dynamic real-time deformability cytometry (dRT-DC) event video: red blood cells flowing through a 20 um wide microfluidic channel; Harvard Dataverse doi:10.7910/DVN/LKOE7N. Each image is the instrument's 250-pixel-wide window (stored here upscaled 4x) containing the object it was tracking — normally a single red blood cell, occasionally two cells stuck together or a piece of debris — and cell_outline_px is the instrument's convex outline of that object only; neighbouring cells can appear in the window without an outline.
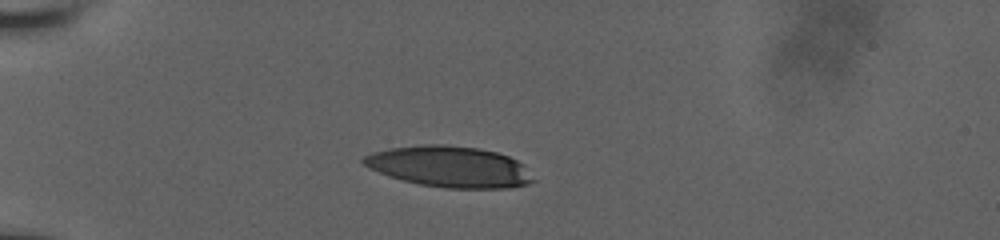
{"species": "human", "species_latin": "Homo sapiens", "temperature_condition": "room temperature", "stored_images_in_passage": 12, "camera_frame_rate_fps": 3000, "um_per_image_px": 0.085, "donor": {"sex": "male"}, "frame": {"image": 1, "passage_image": 4, "time_ms": 2.0, "image_size_px": [1000, 240], "cell_outline_px": [[536, 180], [528, 184], [508, 188], [444, 188], [420, 184], [388, 176], [368, 168], [360, 160], [364, 156], [372, 152], [392, 148], [424, 144], [444, 144], [476, 148], [496, 152], [508, 156], [524, 164]], "centroid_in_image_um": [38.22, 14.17], "position_along_channel_um": 46.8, "area_um2": 40.63}}
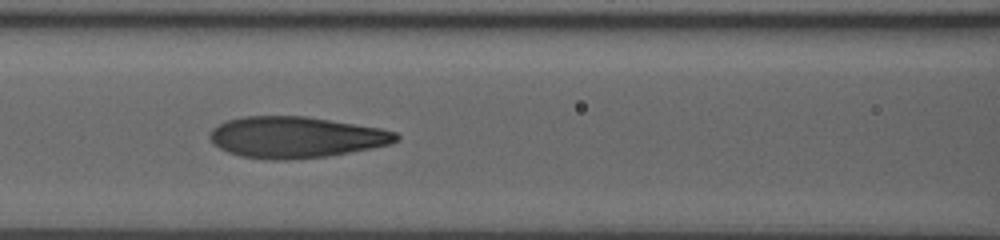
{"frame": {"image": 2, "passage_image": 9, "time_ms": 5.333, "image_size_px": [1000, 240], "cell_outline_px": [[400, 140], [392, 144], [372, 148], [328, 156], [288, 160], [264, 160], [240, 156], [228, 152], [220, 148], [208, 136], [212, 128], [228, 120], [244, 116], [308, 116], [380, 128], [396, 132], [400, 136]], "centroid_in_image_um": [25.17, 11.67], "position_along_channel_um": 141.4, "area_um2": 44.97}}
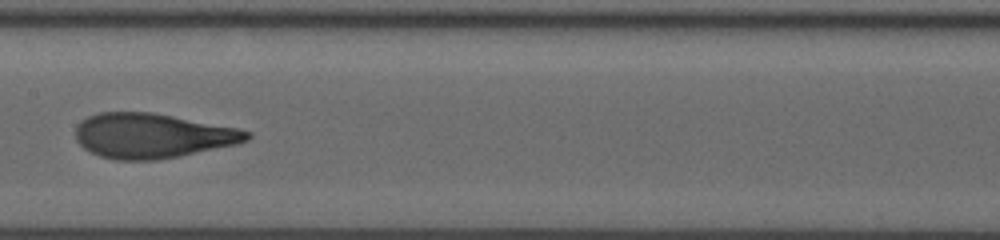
{"frame": {"image": 3, "passage_image": 11, "time_ms": 6.667, "image_size_px": [1000, 240], "cell_outline_px": [[252, 136], [248, 140], [236, 144], [160, 160], [116, 160], [100, 156], [84, 148], [76, 140], [76, 124], [80, 120], [88, 116], [100, 112], [152, 112], [240, 128], [252, 132]], "centroid_in_image_um": [12.95, 11.53], "position_along_channel_um": 194.4, "area_um2": 44.91}}